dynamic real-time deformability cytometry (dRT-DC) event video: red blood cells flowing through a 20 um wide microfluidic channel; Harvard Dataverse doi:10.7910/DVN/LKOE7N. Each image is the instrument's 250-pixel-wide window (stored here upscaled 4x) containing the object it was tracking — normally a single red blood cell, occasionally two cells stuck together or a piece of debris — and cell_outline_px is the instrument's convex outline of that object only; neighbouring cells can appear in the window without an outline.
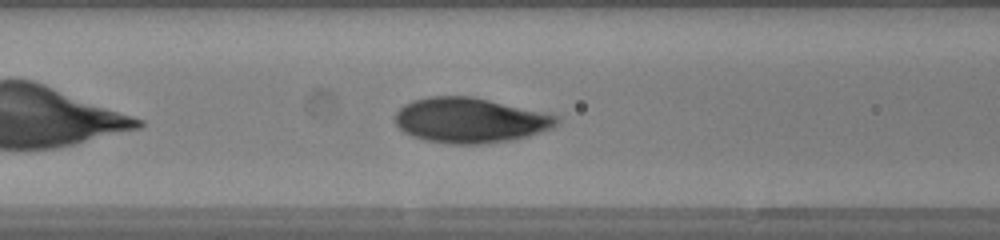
{"species": "human", "species_latin": "Homo sapiens", "temperature_condition": "warm", "stored_images_in_passage": 36, "camera_frame_rate_fps": 3000, "um_per_image_px": 0.085, "donor": {"sex": "female"}, "frame": {"image": 1, "passage_image": 7, "time_ms": 2.0, "image_size_px": [1000, 240], "cell_outline_px": [[560, 120], [552, 128], [516, 140], [480, 144], [452, 144], [424, 140], [412, 136], [404, 132], [396, 124], [396, 112], [404, 104], [412, 100], [428, 96], [472, 96], [548, 112], [560, 116]], "centroid_in_image_um": [40.0, 10.22], "position_along_channel_um": 126.6, "area_um2": 42.95}}
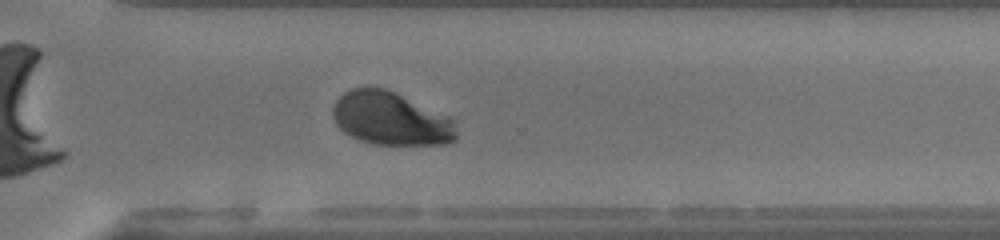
{"frame": {"image": 2, "passage_image": 22, "time_ms": 7.0, "image_size_px": [1000, 240], "cell_outline_px": [[456, 140], [448, 144], [372, 144], [360, 140], [344, 132], [336, 124], [332, 116], [332, 108], [336, 100], [344, 92], [352, 88], [384, 88], [448, 116], [452, 120], [456, 132]], "centroid_in_image_um": [33.18, 10.1], "position_along_channel_um": 337.4, "area_um2": 37.86}}
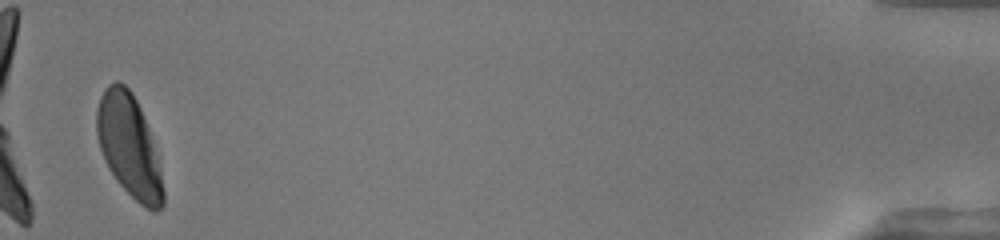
{"frame": {"image": 3, "passage_image": 35, "time_ms": 11.333, "image_size_px": [1000, 240], "cell_outline_px": [[164, 204], [156, 212], [152, 212], [140, 204], [116, 180], [108, 168], [104, 160], [96, 136], [96, 108], [100, 96], [108, 84], [116, 80], [120, 80], [132, 92], [140, 108], [148, 128], [160, 168], [164, 192]], "centroid_in_image_um": [10.94, 12.39], "position_along_channel_um": 424.3, "area_um2": 39.54}, "authors_computed_cell_mechanics": {"area_um2": 40.0265, "velocity_mm_per_s": 4.2355, "shape_relaxation_time_tau1_ms": 2.9913, "shape_relaxation_time_tau2_ms": null, "deformation_change_tau1": 0.1794, "deformation_change_tau2": null}}